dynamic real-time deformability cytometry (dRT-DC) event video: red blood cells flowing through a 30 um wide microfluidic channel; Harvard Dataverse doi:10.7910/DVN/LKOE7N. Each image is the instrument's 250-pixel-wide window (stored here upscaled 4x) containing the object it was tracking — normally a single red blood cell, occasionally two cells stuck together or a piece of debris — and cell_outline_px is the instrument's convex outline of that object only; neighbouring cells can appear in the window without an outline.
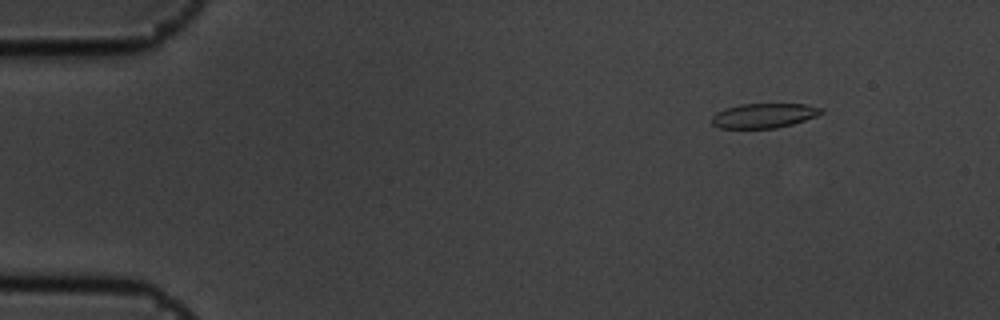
{"species": "common noctule bat (a hibernating species)", "species_latin": "Nyctalus noctula", "temperature_condition": "cold", "stored_images_in_passage": 5, "camera_frame_rate_fps": 3000, "um_per_image_px": 0.085, "animal": {"sex": "male", "body_mass_g": 19.5, "forearm_length_mm": 54.6}, "frame": {"image": 1, "passage_image": 2, "time_ms": 0.333, "image_size_px": [1000, 320], "cell_outline_px": [[824, 112], [816, 116], [792, 124], [776, 128], [720, 128], [712, 124], [712, 116], [716, 112], [724, 108], [740, 104], [804, 104], [824, 108]], "centroid_in_image_um": [64.92, 9.82], "position_along_channel_um": 20.1, "area_um2": 15.72}}
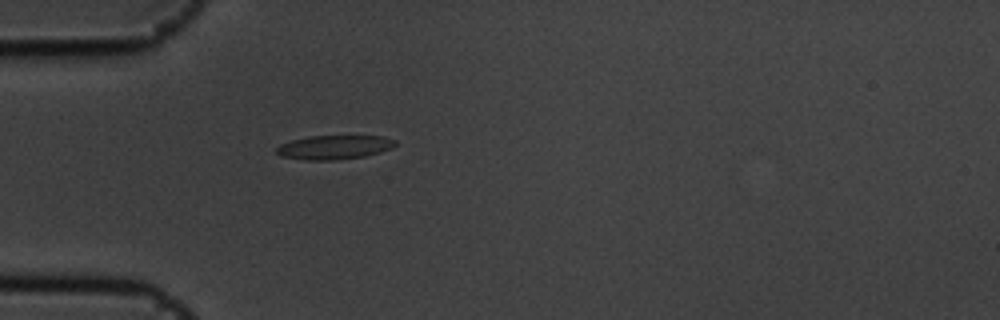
{"frame": {"image": 2, "passage_image": 5, "time_ms": 1.333, "image_size_px": [1000, 320], "cell_outline_px": [[396, 144], [392, 148], [380, 152], [364, 156], [336, 160], [304, 160], [280, 156], [276, 152], [276, 148], [280, 144], [292, 140], [308, 136], [384, 136], [396, 140]], "centroid_in_image_um": [28.4, 12.51], "position_along_channel_um": 56.6, "area_um2": 16.7}}